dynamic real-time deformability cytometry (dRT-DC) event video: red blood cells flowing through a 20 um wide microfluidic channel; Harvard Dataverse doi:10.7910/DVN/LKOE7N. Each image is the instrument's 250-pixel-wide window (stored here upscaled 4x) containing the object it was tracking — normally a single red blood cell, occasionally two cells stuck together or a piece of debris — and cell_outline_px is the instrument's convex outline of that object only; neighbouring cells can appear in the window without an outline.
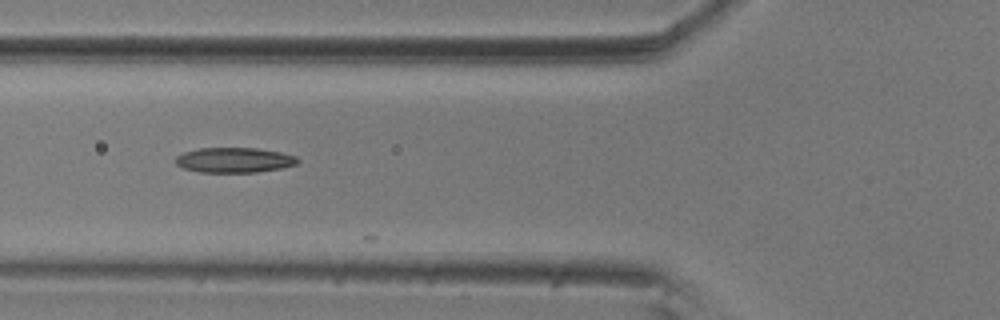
{"species": "common noctule bat (a hibernating species)", "species_latin": "Nyctalus noctula", "temperature_condition": "room temperature", "stored_images_in_passage": 7, "camera_frame_rate_fps": 3000, "um_per_image_px": 0.085, "animal": {"sex": "male", "body_mass_g": 20.5, "forearm_length_mm": 52.5}, "frame": {"image": 1, "passage_image": 6, "time_ms": 1.667, "image_size_px": [1000, 320], "cell_outline_px": [[300, 160], [296, 164], [280, 168], [256, 172], [200, 172], [184, 168], [176, 164], [176, 156], [184, 152], [200, 148], [256, 148], [280, 152], [296, 156]], "centroid_in_image_um": [19.91, 13.6], "position_along_channel_um": 105.9, "area_um2": 17.69}}